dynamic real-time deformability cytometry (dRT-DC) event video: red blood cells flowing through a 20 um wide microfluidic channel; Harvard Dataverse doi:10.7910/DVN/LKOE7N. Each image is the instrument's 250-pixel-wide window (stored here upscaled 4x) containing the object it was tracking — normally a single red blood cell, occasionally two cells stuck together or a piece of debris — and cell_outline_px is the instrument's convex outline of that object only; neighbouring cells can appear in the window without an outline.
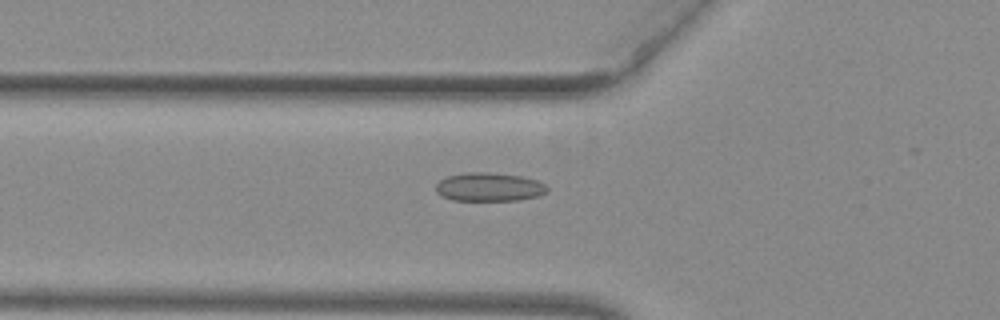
{"species": "common noctule bat (a hibernating species)", "species_latin": "Nyctalus noctula", "temperature_condition": "warm", "stored_images_in_passage": 31, "camera_frame_rate_fps": 3000, "um_per_image_px": 0.085, "animal": {"sex": "female", "body_mass_g": 29.2, "forearm_length_mm": 56.3}, "frame": {"image": 1, "passage_image": 20, "time_ms": 6.333, "image_size_px": [1000, 320], "cell_outline_px": [[548, 192], [540, 196], [520, 200], [452, 200], [436, 192], [436, 184], [440, 180], [448, 176], [464, 172], [488, 172], [520, 176], [536, 180], [544, 184], [548, 188]], "centroid_in_image_um": [41.6, 15.89], "position_along_channel_um": 84.2, "area_um2": 18.55}}
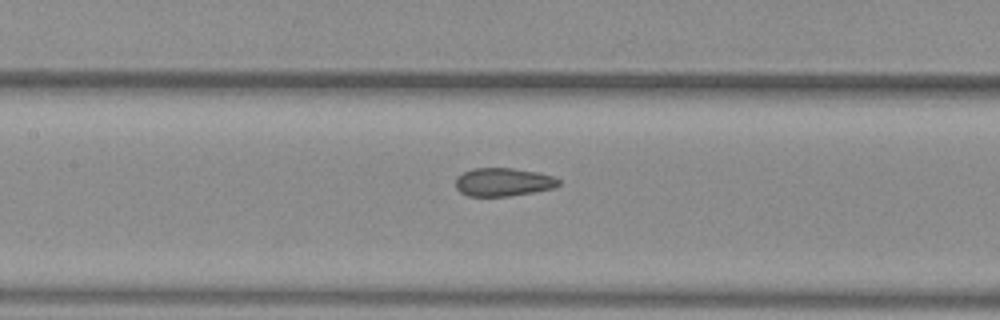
{"frame": {"image": 2, "passage_image": 26, "time_ms": 8.333, "image_size_px": [1000, 320], "cell_outline_px": [[560, 184], [556, 188], [536, 192], [508, 196], [468, 196], [460, 192], [456, 188], [456, 176], [472, 168], [512, 168], [536, 172], [552, 176], [560, 180]], "centroid_in_image_um": [42.78, 15.48], "position_along_channel_um": 164.6, "area_um2": 17.11}}
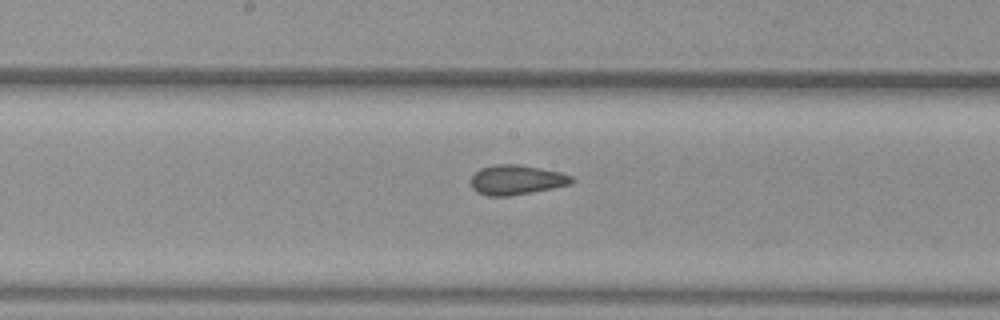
{"frame": {"image": 3, "passage_image": 29, "time_ms": 9.333, "image_size_px": [1000, 320], "cell_outline_px": [[576, 180], [572, 184], [552, 188], [508, 196], [488, 196], [476, 192], [472, 188], [472, 176], [480, 168], [496, 164], [516, 164], [560, 172], [572, 176]], "centroid_in_image_um": [43.91, 15.29], "position_along_channel_um": 204.3, "area_um2": 17.34}}